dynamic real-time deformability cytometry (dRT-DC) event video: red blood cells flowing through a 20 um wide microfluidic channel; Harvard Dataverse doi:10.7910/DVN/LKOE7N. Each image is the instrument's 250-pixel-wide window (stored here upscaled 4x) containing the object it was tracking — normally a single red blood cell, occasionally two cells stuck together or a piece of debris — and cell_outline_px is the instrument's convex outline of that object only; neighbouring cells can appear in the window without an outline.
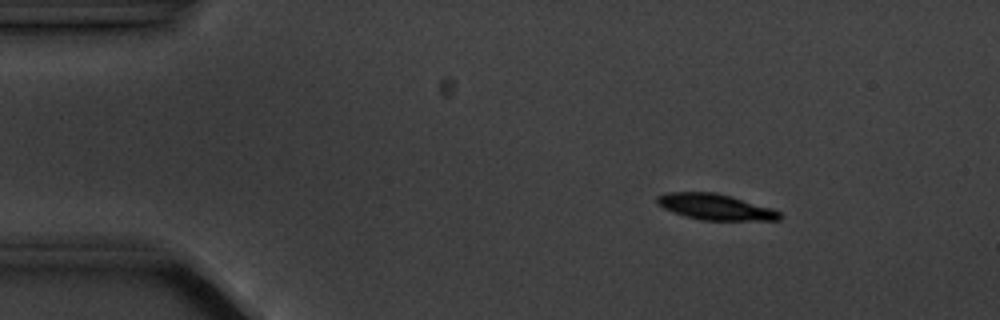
{"species": "common noctule bat (a hibernating species)", "species_latin": "Nyctalus noctula", "temperature_condition": "cold", "stored_images_in_passage": 7, "camera_frame_rate_fps": 3000, "um_per_image_px": 0.085, "animal": {"sex": "male", "body_mass_g": 20.1, "forearm_length_mm": 53.5}, "frame": {"image": 1, "passage_image": 3, "time_ms": 2.333, "image_size_px": [1000, 320], "cell_outline_px": [[780, 220], [700, 220], [664, 208], [656, 204], [656, 196], [668, 192], [716, 192], [772, 208], [780, 212]], "centroid_in_image_um": [60.79, 17.58], "position_along_channel_um": 24.2, "area_um2": 18.26}}